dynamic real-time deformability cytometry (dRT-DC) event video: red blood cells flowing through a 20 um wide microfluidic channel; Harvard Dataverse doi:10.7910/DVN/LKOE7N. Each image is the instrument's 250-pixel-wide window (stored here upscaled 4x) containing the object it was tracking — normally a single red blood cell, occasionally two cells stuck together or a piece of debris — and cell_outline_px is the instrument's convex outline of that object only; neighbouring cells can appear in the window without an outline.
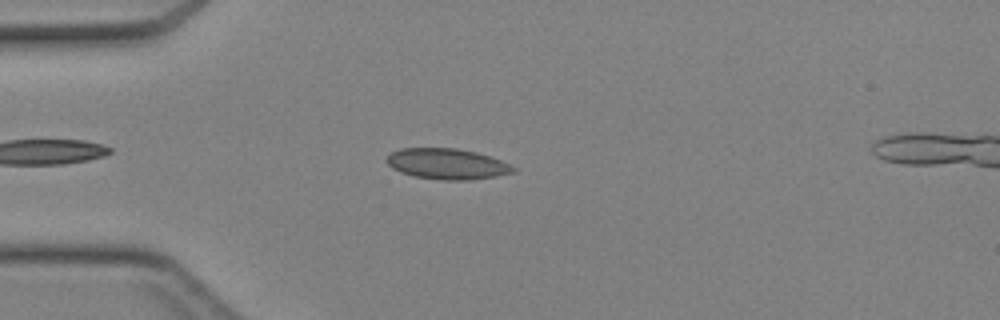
{"species": "Egyptian fruit bat (a non-hibernating species)", "species_latin": "Rousettus aegyptiacus", "temperature_condition": "cold", "stored_images_in_passage": 39, "camera_frame_rate_fps": 3000, "um_per_image_px": 0.085, "animal": {"sex": "female"}, "frame": {"image": 1, "passage_image": 7, "time_ms": 2.0, "image_size_px": [1000, 320], "cell_outline_px": [[516, 172], [496, 176], [468, 180], [444, 180], [416, 176], [400, 172], [392, 168], [384, 160], [392, 152], [400, 148], [456, 148], [476, 152], [500, 160], [516, 168]], "centroid_in_image_um": [37.99, 13.93], "position_along_channel_um": 47.0, "area_um2": 22.54}}
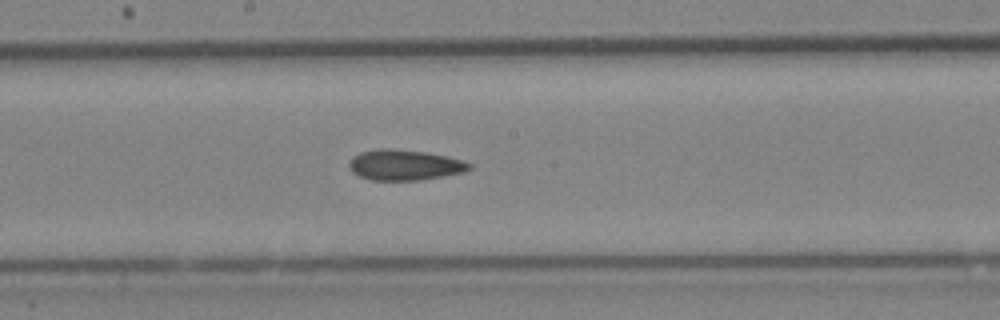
{"frame": {"image": 2, "passage_image": 19, "time_ms": 6.0, "image_size_px": [1000, 320], "cell_outline_px": [[472, 168], [464, 172], [420, 180], [372, 180], [360, 176], [352, 172], [348, 164], [352, 156], [360, 152], [380, 148], [388, 148], [424, 152], [448, 156], [472, 164]], "centroid_in_image_um": [34.37, 14.02], "position_along_channel_um": 213.8, "area_um2": 21.33}}
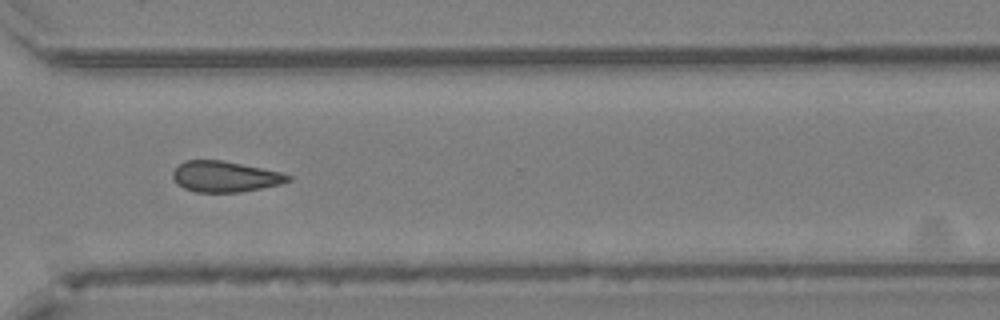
{"frame": {"image": 3, "passage_image": 28, "time_ms": 9.0, "image_size_px": [1000, 320], "cell_outline_px": [[292, 180], [280, 184], [240, 192], [196, 192], [184, 188], [172, 176], [172, 172], [184, 160], [220, 160], [280, 172], [292, 176]], "centroid_in_image_um": [19.13, 15.01], "position_along_channel_um": 351.5, "area_um2": 20.35}}